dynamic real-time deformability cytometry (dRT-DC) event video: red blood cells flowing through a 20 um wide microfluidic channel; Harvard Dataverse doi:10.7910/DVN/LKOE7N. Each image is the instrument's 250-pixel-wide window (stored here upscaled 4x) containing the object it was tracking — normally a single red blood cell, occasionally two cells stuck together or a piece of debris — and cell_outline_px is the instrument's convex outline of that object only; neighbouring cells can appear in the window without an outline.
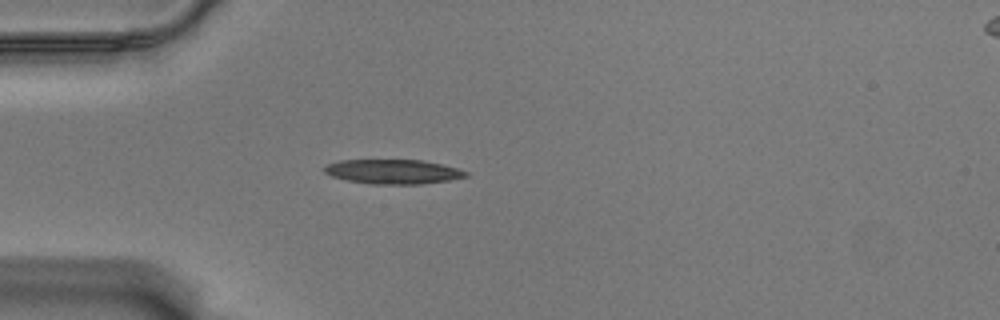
{"species": "Egyptian fruit bat (a non-hibernating species)", "species_latin": "Rousettus aegyptiacus", "temperature_condition": "warm", "stored_images_in_passage": 42, "camera_frame_rate_fps": 3000, "um_per_image_px": 0.085, "animal": {"sex": "male"}, "frame": {"image": 1, "passage_image": 1, "time_ms": 0.0, "image_size_px": [1000, 320], "cell_outline_px": [[468, 176], [448, 180], [420, 184], [372, 184], [348, 180], [332, 176], [324, 172], [324, 168], [328, 164], [340, 160], [424, 160], [456, 168], [468, 172]], "centroid_in_image_um": [33.41, 14.59], "position_along_channel_um": 51.6, "area_um2": 19.94}}
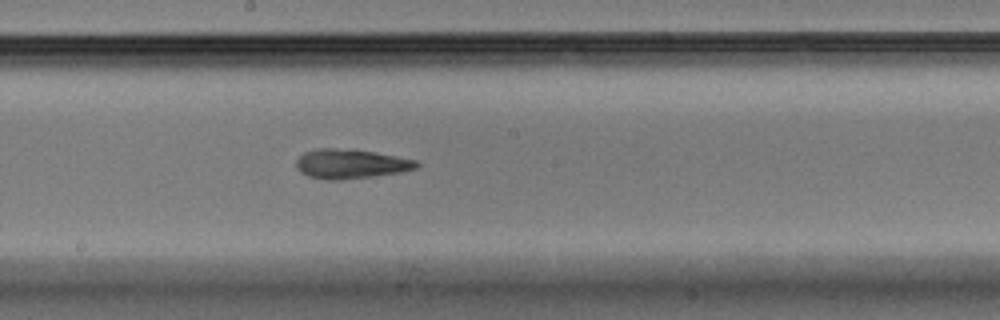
{"frame": {"image": 2, "passage_image": 16, "time_ms": 5.0, "image_size_px": [1000, 320], "cell_outline_px": [[420, 164], [416, 168], [400, 172], [372, 176], [340, 180], [328, 180], [308, 176], [300, 172], [296, 168], [296, 160], [304, 152], [316, 148], [332, 148], [376, 152], [416, 160]], "centroid_in_image_um": [29.78, 13.93], "position_along_channel_um": 218.4, "area_um2": 20.52}}
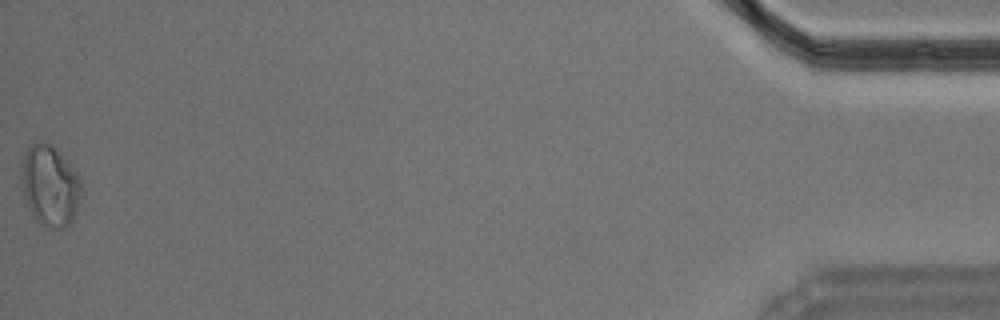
{"frame": {"image": 3, "passage_image": 42, "time_ms": 13.667, "image_size_px": [1000, 320], "cell_outline_px": [[80, 192], [76, 212], [68, 224], [64, 228], [48, 228], [40, 224], [32, 216], [24, 196], [24, 152], [28, 144], [36, 140], [40, 140], [52, 144], [60, 152], [76, 172], [80, 180]], "centroid_in_image_um": [4.25, 15.75], "position_along_channel_um": 431.0, "area_um2": 27.8}, "authors_computed_cell_mechanics": {"area_um2": 20.4034, "velocity_mm_per_s": 3.5366, "shape_relaxation_time_tau1_ms": 5.2529, "shape_relaxation_time_tau2_ms": 4.7952, "deformation_change_tau1": 0.1791, "deformation_change_tau2": 0.1651}}